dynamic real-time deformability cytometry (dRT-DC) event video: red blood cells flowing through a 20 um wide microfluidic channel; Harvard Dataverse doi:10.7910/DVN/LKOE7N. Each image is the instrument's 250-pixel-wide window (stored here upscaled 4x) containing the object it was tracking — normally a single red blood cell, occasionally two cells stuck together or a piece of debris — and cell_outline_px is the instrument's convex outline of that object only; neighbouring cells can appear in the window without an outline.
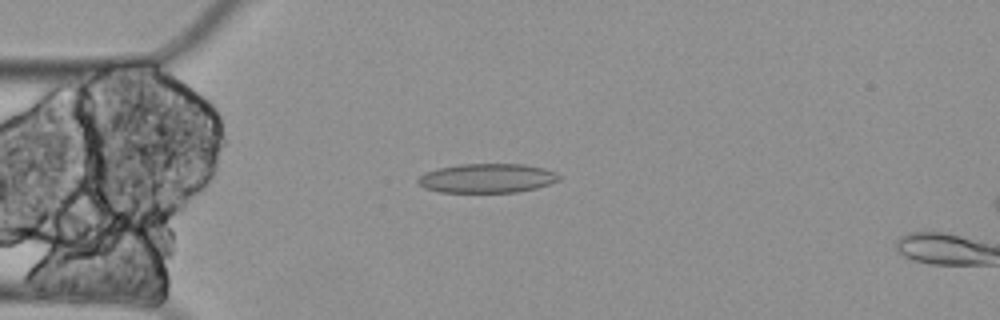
{"species": "Egyptian fruit bat (a non-hibernating species)", "species_latin": "Rousettus aegyptiacus", "temperature_condition": "cold", "stored_images_in_passage": 4, "camera_frame_rate_fps": 3000, "um_per_image_px": 0.085, "animal": {"sex": "female"}, "frame": {"image": 1, "passage_image": 3, "time_ms": 0.667, "image_size_px": [1000, 320], "cell_outline_px": [[560, 180], [536, 188], [516, 192], [440, 192], [424, 188], [416, 180], [424, 172], [436, 168], [460, 164], [524, 164], [544, 168], [556, 172], [560, 176]], "centroid_in_image_um": [41.39, 15.14], "position_along_channel_um": 43.6, "area_um2": 24.1}}